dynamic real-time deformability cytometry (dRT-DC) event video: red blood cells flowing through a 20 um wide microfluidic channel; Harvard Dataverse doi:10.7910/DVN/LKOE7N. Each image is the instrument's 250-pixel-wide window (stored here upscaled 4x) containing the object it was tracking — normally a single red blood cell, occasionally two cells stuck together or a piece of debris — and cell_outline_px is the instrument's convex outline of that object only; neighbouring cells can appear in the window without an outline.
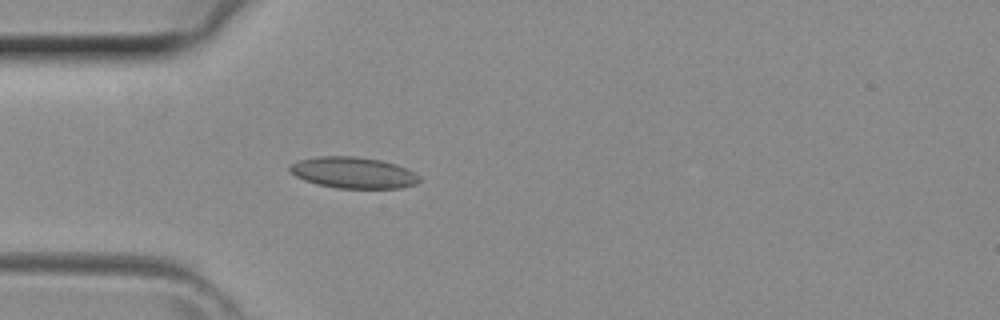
{"species": "common noctule bat (a hibernating species)", "species_latin": "Nyctalus noctula", "temperature_condition": "room temperature", "stored_images_in_passage": 39, "camera_frame_rate_fps": 3000, "um_per_image_px": 0.085, "animal": {"sex": "female", "body_mass_g": 29.2, "forearm_length_mm": 56.3}, "frame": {"image": 1, "passage_image": 9, "time_ms": 2.667, "image_size_px": [1000, 320], "cell_outline_px": [[420, 180], [416, 184], [400, 188], [336, 188], [316, 184], [304, 180], [288, 172], [288, 164], [300, 160], [316, 156], [356, 156], [380, 160], [396, 164], [420, 176]], "centroid_in_image_um": [29.97, 14.67], "position_along_channel_um": 55.0, "area_um2": 23.7}}
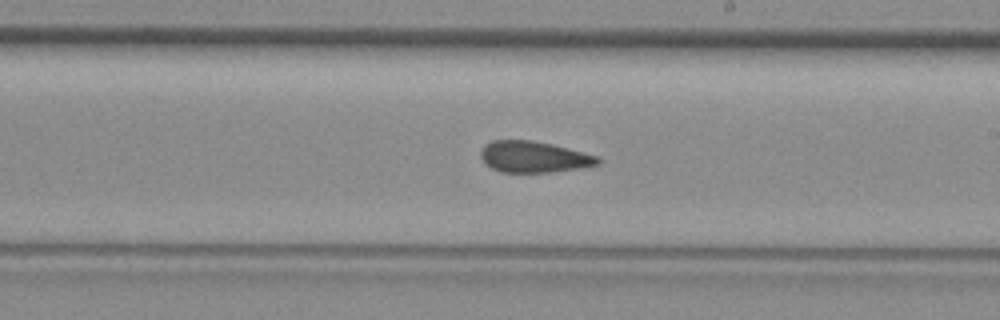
{"frame": {"image": 2, "passage_image": 21, "time_ms": 6.667, "image_size_px": [1000, 320], "cell_outline_px": [[600, 164], [584, 168], [552, 172], [500, 172], [492, 168], [480, 156], [480, 152], [484, 144], [492, 140], [528, 140], [552, 144], [600, 156]], "centroid_in_image_um": [45.42, 13.34], "position_along_channel_um": 243.6, "area_um2": 21.44}}
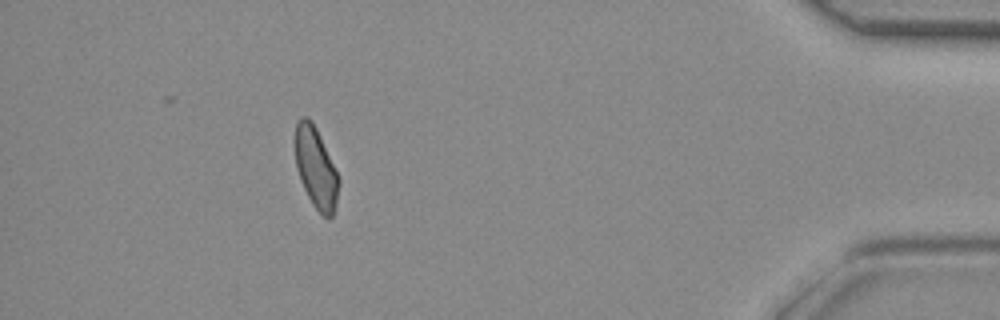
{"frame": {"image": 3, "passage_image": 35, "time_ms": 11.333, "image_size_px": [1000, 320], "cell_outline_px": [[340, 184], [336, 204], [332, 216], [328, 220], [312, 204], [300, 180], [296, 168], [296, 124], [300, 116], [308, 116], [312, 120], [316, 128], [340, 180]], "centroid_in_image_um": [26.85, 14.28], "position_along_channel_um": 408.3, "area_um2": 20.29}}